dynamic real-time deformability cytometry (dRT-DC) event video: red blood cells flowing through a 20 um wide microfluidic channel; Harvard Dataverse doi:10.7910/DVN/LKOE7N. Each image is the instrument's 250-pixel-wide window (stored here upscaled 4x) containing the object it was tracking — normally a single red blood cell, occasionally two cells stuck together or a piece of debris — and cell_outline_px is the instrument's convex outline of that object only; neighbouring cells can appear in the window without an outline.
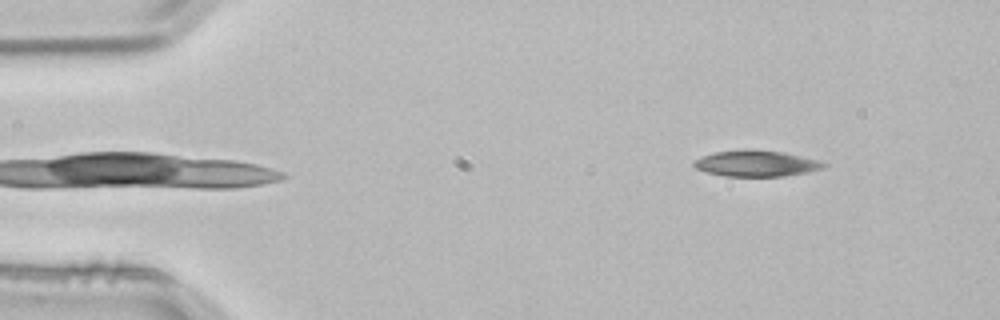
{"species": "common noctule bat (a hibernating species)", "species_latin": "Nyctalus noctula", "temperature_condition": "room temperature", "stored_images_in_passage": 3, "camera_frame_rate_fps": 3000, "um_per_image_px": 0.085, "animal": {"sex": "male", "body_mass_g": 21.5, "forearm_length_mm": 52.0}, "frame": {"image": 1, "passage_image": 3, "time_ms": 0.667, "image_size_px": [1000, 320], "cell_outline_px": [[828, 164], [824, 168], [808, 172], [784, 176], [724, 176], [708, 172], [696, 168], [692, 164], [692, 160], [712, 152], [784, 152], [820, 160]], "centroid_in_image_um": [64.32, 13.93], "position_along_channel_um": 20.7, "area_um2": 19.02}}